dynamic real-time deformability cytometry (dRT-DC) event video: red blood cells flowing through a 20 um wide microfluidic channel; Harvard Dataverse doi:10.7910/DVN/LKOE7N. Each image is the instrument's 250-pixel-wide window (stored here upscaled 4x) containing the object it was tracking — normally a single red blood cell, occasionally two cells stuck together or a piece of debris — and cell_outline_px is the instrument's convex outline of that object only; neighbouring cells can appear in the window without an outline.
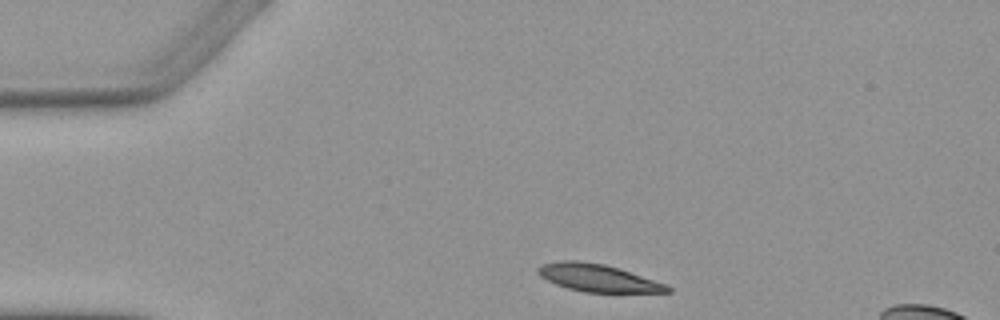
{"species": "Egyptian fruit bat (a non-hibernating species)", "species_latin": "Rousettus aegyptiacus", "temperature_condition": "warm", "stored_images_in_passage": 3, "camera_frame_rate_fps": 3000, "um_per_image_px": 0.085, "animal": {"sex": "female"}, "frame": {"image": 1, "passage_image": 1, "time_ms": 0.0, "image_size_px": [1000, 320], "cell_outline_px": [[672, 292], [584, 292], [568, 288], [556, 284], [540, 276], [536, 272], [536, 268], [540, 264], [560, 260], [580, 260], [604, 264], [620, 268], [668, 284], [672, 288]], "centroid_in_image_um": [50.83, 23.61], "position_along_channel_um": 34.2, "area_um2": 20.98}}
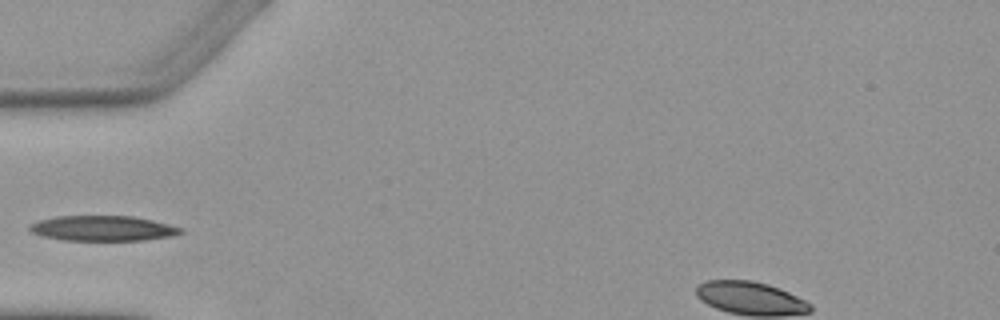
{"frame": {"image": 2, "passage_image": 2, "time_ms": 2.333, "image_size_px": [1000, 320], "cell_outline_px": [[184, 232], [176, 236], [144, 240], [64, 240], [44, 236], [32, 232], [28, 228], [28, 224], [40, 220], [56, 216], [132, 216], [152, 220], [168, 224], [180, 228]], "centroid_in_image_um": [8.75, 19.41], "position_along_channel_um": 76.2, "area_um2": 22.14}}